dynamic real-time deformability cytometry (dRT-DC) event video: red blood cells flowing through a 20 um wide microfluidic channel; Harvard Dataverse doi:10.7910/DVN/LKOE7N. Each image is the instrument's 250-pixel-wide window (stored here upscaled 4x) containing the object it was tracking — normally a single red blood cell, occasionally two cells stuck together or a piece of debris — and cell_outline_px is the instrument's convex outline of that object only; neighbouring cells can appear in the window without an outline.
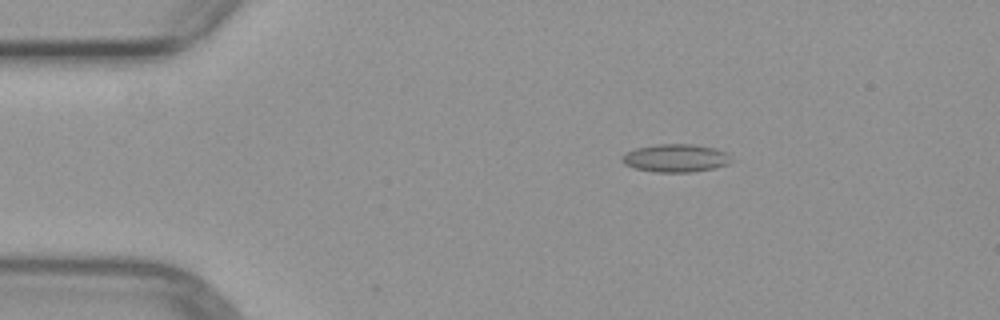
{"species": "common noctule bat (a hibernating species)", "species_latin": "Nyctalus noctula", "temperature_condition": "warm", "stored_images_in_passage": 5, "camera_frame_rate_fps": 3000, "um_per_image_px": 0.085, "animal": {"sex": "female", "body_mass_g": 29.2, "forearm_length_mm": 56.3}, "frame": {"image": 1, "passage_image": 2, "time_ms": 1.0, "image_size_px": [1000, 320], "cell_outline_px": [[732, 160], [728, 164], [716, 168], [688, 172], [656, 172], [636, 168], [624, 164], [620, 160], [624, 152], [636, 148], [656, 144], [696, 144], [716, 148], [728, 152]], "centroid_in_image_um": [57.45, 13.42], "position_along_channel_um": 27.6, "area_um2": 18.03}}
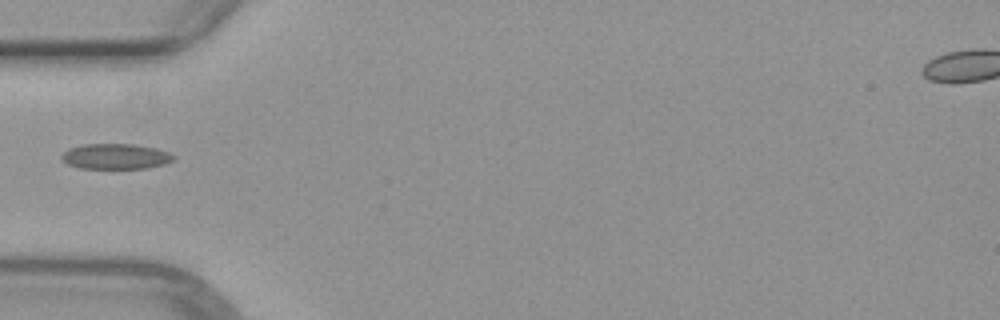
{"frame": {"image": 2, "passage_image": 4, "time_ms": 3.667, "image_size_px": [1000, 320], "cell_outline_px": [[176, 156], [172, 160], [164, 164], [148, 168], [80, 168], [68, 164], [60, 160], [60, 156], [68, 148], [84, 144], [132, 144], [156, 148], [168, 152]], "centroid_in_image_um": [9.8, 13.29], "position_along_channel_um": 75.2, "area_um2": 16.59}}
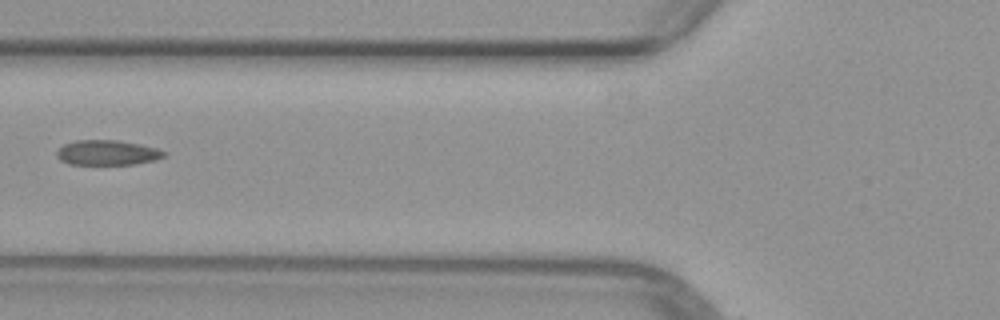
{"frame": {"image": 3, "passage_image": 5, "time_ms": 4.667, "image_size_px": [1000, 320], "cell_outline_px": [[164, 156], [156, 160], [132, 164], [68, 164], [60, 160], [56, 156], [56, 152], [64, 144], [76, 140], [116, 140], [156, 148], [164, 152]], "centroid_in_image_um": [9.06, 12.98], "position_along_channel_um": 116.7, "area_um2": 15.37}}